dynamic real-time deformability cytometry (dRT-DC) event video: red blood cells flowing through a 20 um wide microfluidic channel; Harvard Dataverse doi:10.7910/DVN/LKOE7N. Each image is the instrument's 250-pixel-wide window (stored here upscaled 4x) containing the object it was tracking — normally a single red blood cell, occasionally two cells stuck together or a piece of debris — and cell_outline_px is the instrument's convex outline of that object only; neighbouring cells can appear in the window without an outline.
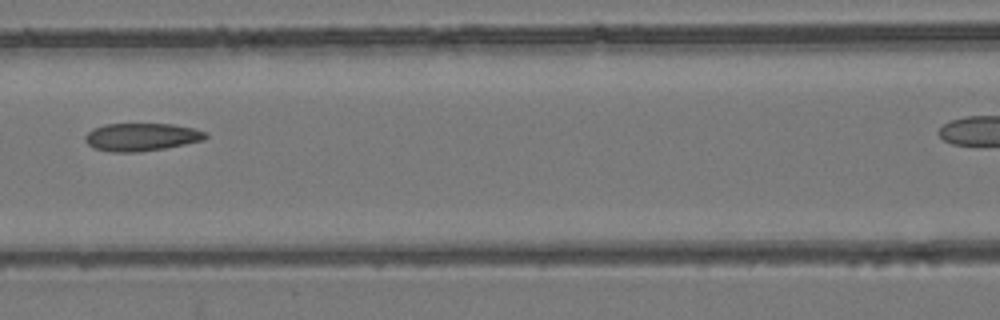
{"species": "common noctule bat (a hibernating species)", "species_latin": "Nyctalus noctula", "temperature_condition": "room temperature", "stored_images_in_passage": 7, "camera_frame_rate_fps": 3000, "um_per_image_px": 0.085, "animal": {"sex": "female", "body_mass_g": 24.6, "forearm_length_mm": 56.2}, "frame": {"image": 1, "passage_image": 4, "time_ms": 1.0, "image_size_px": [1000, 320], "cell_outline_px": [[208, 136], [204, 140], [164, 148], [136, 152], [112, 152], [96, 148], [88, 144], [84, 140], [84, 136], [92, 128], [104, 124], [172, 124], [196, 128], [208, 132]], "centroid_in_image_um": [12.04, 11.63], "position_along_channel_um": 154.6, "area_um2": 19.59}}
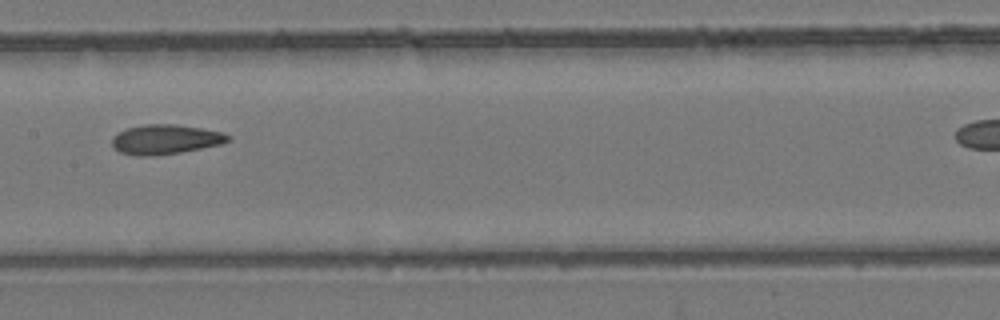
{"frame": {"image": 2, "passage_image": 5, "time_ms": 1.333, "image_size_px": [1000, 320], "cell_outline_px": [[232, 140], [220, 144], [180, 152], [152, 156], [140, 156], [120, 152], [112, 148], [112, 136], [128, 128], [144, 124], [176, 124], [224, 132], [232, 136]], "centroid_in_image_um": [14.07, 11.84], "position_along_channel_um": 193.3, "area_um2": 20.06}}
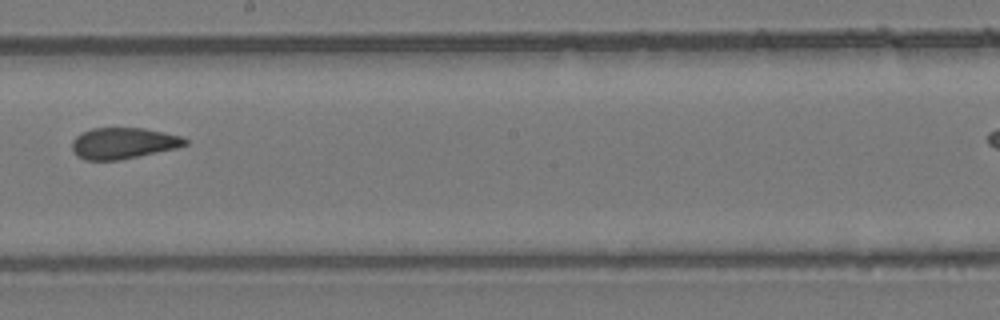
{"frame": {"image": 3, "passage_image": 7, "time_ms": 2.0, "image_size_px": [1000, 320], "cell_outline_px": [[188, 144], [176, 148], [120, 160], [84, 160], [76, 156], [72, 152], [72, 140], [76, 136], [92, 128], [144, 128], [184, 136], [188, 140]], "centroid_in_image_um": [10.48, 12.17], "position_along_channel_um": 237.7, "area_um2": 20.69}}